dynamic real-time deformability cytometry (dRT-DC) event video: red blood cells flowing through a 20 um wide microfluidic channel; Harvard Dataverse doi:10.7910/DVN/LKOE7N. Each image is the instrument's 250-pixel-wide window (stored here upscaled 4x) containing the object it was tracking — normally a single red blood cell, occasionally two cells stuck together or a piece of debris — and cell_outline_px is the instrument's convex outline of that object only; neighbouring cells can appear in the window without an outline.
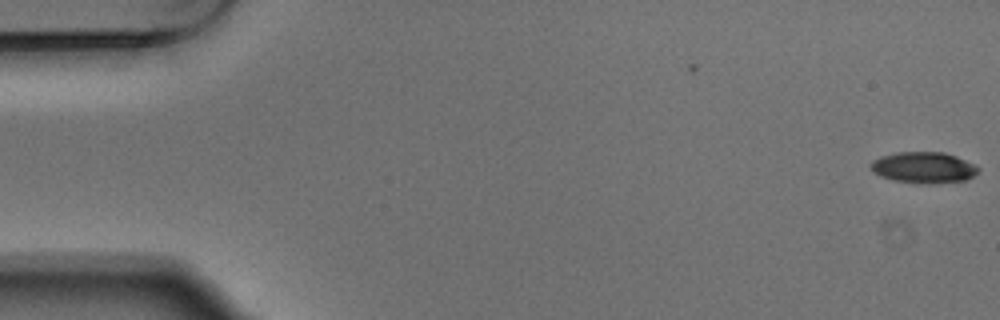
{"species": "Egyptian fruit bat (a non-hibernating species)", "species_latin": "Rousettus aegyptiacus", "temperature_condition": "warm", "stored_images_in_passage": 4, "camera_frame_rate_fps": 3000, "um_per_image_px": 0.085, "animal": {"sex": "male"}, "frame": {"image": 1, "passage_image": 1, "time_ms": 0.0, "image_size_px": [1000, 320], "cell_outline_px": [[980, 168], [972, 176], [964, 180], [936, 184], [892, 180], [880, 176], [872, 172], [868, 164], [872, 160], [880, 156], [896, 152], [944, 152], [956, 156]], "centroid_in_image_um": [78.44, 14.23], "position_along_channel_um": 6.6, "area_um2": 19.48}}